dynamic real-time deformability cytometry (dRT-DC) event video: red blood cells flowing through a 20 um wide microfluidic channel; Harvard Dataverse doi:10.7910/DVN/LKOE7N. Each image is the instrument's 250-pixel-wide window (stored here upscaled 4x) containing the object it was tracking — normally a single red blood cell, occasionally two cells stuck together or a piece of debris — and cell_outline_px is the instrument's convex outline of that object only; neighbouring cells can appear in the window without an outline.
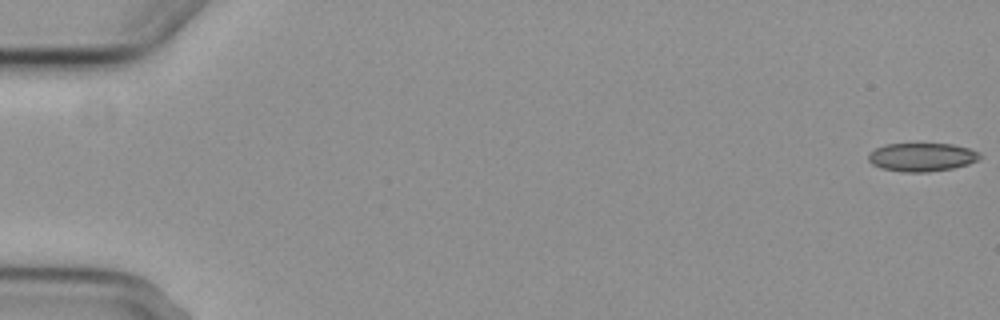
{"species": "common noctule bat (a hibernating species)", "species_latin": "Nyctalus noctula", "temperature_condition": "cold", "stored_images_in_passage": 6, "camera_frame_rate_fps": 3000, "um_per_image_px": 0.085, "animal": {"sex": "female", "body_mass_g": 29.2, "forearm_length_mm": 56.3}, "frame": {"image": 1, "passage_image": 1, "time_ms": 0.0, "image_size_px": [1000, 320], "cell_outline_px": [[984, 156], [968, 164], [952, 168], [928, 172], [904, 172], [880, 168], [872, 164], [868, 160], [868, 152], [884, 144], [952, 144], [968, 148], [980, 152]], "centroid_in_image_um": [78.34, 13.35], "position_along_channel_um": 6.7, "area_um2": 18.55}}
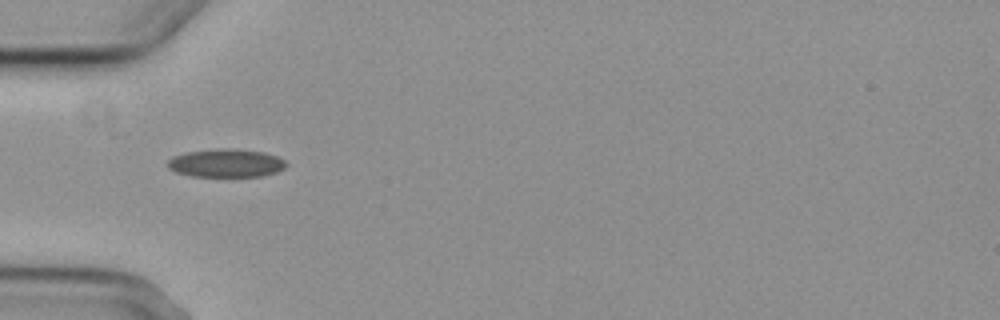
{"frame": {"image": 2, "passage_image": 5, "time_ms": 6.0, "image_size_px": [1000, 320], "cell_outline_px": [[288, 164], [284, 168], [276, 172], [260, 176], [192, 176], [176, 172], [168, 168], [168, 160], [172, 156], [184, 152], [216, 148], [232, 148], [264, 152], [276, 156], [284, 160]], "centroid_in_image_um": [19.19, 13.85], "position_along_channel_um": 65.8, "area_um2": 19.59}}
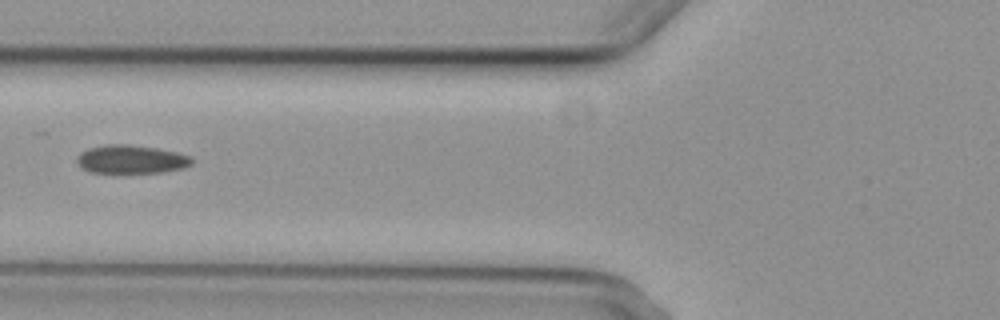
{"frame": {"image": 3, "passage_image": 6, "time_ms": 7.333, "image_size_px": [1000, 320], "cell_outline_px": [[192, 164], [184, 168], [160, 172], [116, 176], [112, 176], [92, 172], [84, 168], [76, 160], [76, 156], [80, 152], [88, 148], [108, 144], [128, 144], [156, 148], [176, 152], [192, 156]], "centroid_in_image_um": [11.12, 13.59], "position_along_channel_um": 114.7, "area_um2": 19.88}}